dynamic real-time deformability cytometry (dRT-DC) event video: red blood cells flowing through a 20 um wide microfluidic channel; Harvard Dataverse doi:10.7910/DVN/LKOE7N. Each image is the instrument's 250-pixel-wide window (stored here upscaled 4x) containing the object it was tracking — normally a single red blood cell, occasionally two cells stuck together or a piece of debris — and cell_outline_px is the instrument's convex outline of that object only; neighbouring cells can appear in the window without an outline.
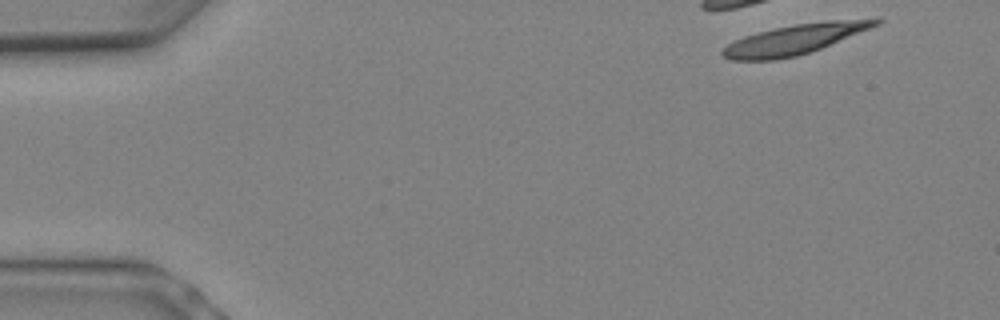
{"species": "Egyptian fruit bat (a non-hibernating species)", "species_latin": "Rousettus aegyptiacus", "temperature_condition": "warm", "stored_images_in_passage": 7, "camera_frame_rate_fps": 3000, "um_per_image_px": 0.085, "animal": {"sex": "female"}, "frame": {"image": 1, "passage_image": 1, "time_ms": 0.0, "image_size_px": [1000, 320], "cell_outline_px": [[884, 20], [880, 24], [820, 48], [796, 56], [776, 60], [732, 60], [724, 56], [720, 52], [728, 44], [744, 36], [776, 28], [796, 24], [828, 20]], "centroid_in_image_um": [67.48, 3.36], "position_along_channel_um": 17.5, "area_um2": 25.89}}